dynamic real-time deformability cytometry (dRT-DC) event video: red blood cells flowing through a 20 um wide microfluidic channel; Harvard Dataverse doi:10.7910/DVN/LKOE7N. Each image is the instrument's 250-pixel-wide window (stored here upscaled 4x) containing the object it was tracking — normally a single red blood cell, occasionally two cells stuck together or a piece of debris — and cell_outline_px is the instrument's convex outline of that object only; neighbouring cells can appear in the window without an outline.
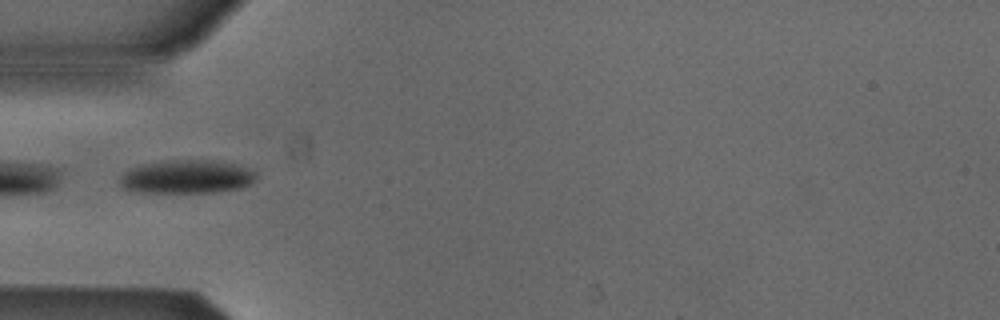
{"species": "Egyptian fruit bat (a non-hibernating species)", "species_latin": "Rousettus aegyptiacus", "temperature_condition": "cold", "stored_images_in_passage": 15, "camera_frame_rate_fps": 3000, "um_per_image_px": 0.085, "animal": {"sex": "male"}, "frame": {"image": 1, "passage_image": 1, "time_ms": 0.0, "image_size_px": [1000, 320], "cell_outline_px": [[256, 176], [252, 184], [240, 188], [212, 192], [140, 192], [124, 188], [120, 184], [120, 176], [128, 168], [144, 164], [172, 160], [212, 160], [232, 164], [244, 168], [252, 172]], "centroid_in_image_um": [15.82, 15.03], "position_along_channel_um": 69.2, "area_um2": 26.18}}
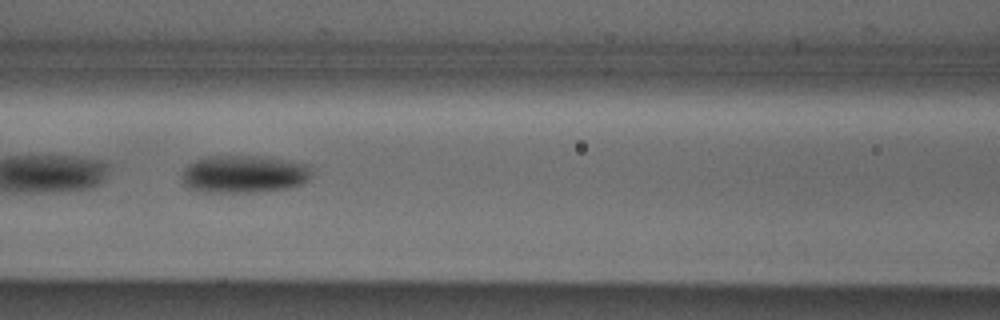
{"frame": {"image": 2, "passage_image": 7, "time_ms": 2.0, "image_size_px": [1000, 320], "cell_outline_px": [[312, 176], [304, 184], [292, 188], [264, 192], [200, 192], [188, 188], [180, 180], [180, 172], [188, 164], [196, 160], [208, 156], [264, 156], [304, 164], [312, 172]], "centroid_in_image_um": [20.7, 14.82], "position_along_channel_um": 145.9, "area_um2": 29.02}}